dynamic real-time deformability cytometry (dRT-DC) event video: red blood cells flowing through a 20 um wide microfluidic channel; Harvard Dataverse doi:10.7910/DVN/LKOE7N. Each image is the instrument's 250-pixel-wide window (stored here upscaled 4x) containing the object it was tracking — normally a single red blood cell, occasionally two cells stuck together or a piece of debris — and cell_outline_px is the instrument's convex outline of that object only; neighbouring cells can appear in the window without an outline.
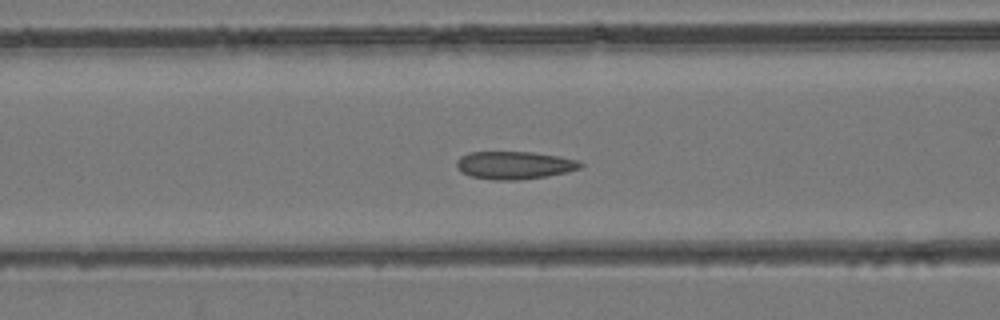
{"species": "common noctule bat (a hibernating species)", "species_latin": "Nyctalus noctula", "temperature_condition": "room temperature", "stored_images_in_passage": 46, "camera_frame_rate_fps": 3000, "um_per_image_px": 0.085, "animal": {"sex": "female", "body_mass_g": 24.6, "forearm_length_mm": 56.2}, "frame": {"image": 1, "passage_image": 19, "time_ms": 6.0, "image_size_px": [1000, 320], "cell_outline_px": [[584, 164], [580, 168], [568, 172], [548, 176], [516, 180], [492, 180], [472, 176], [456, 168], [456, 160], [460, 156], [468, 152], [532, 152], [560, 156], [580, 160]], "centroid_in_image_um": [43.75, 14.03], "position_along_channel_um": 122.8, "area_um2": 20.23}}
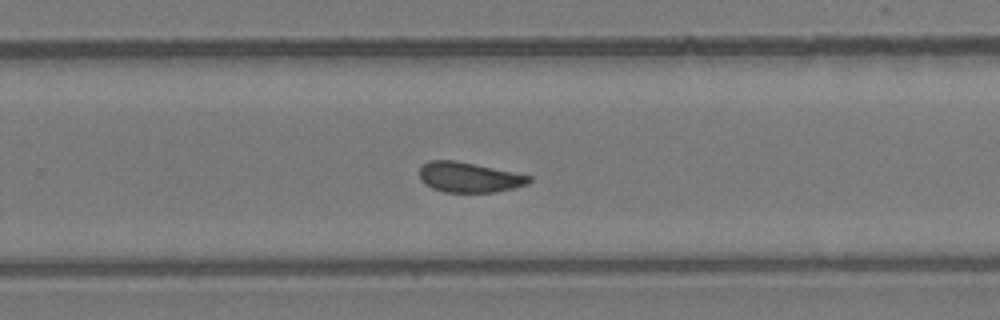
{"frame": {"image": 2, "passage_image": 30, "time_ms": 9.667, "image_size_px": [1000, 320], "cell_outline_px": [[532, 180], [528, 184], [496, 192], [444, 192], [432, 188], [424, 184], [420, 180], [420, 168], [428, 160], [456, 160], [532, 176]], "centroid_in_image_um": [39.86, 15.07], "position_along_channel_um": 289.9, "area_um2": 19.25}}
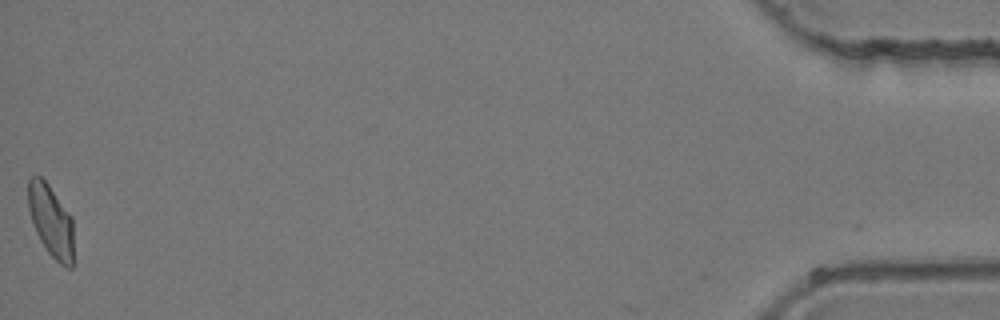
{"frame": {"image": 3, "passage_image": 46, "time_ms": 15.0, "image_size_px": [1000, 320], "cell_outline_px": [[72, 268], [64, 268], [48, 252], [40, 240], [36, 232], [28, 208], [28, 176], [40, 176], [48, 184], [72, 216]], "centroid_in_image_um": [4.32, 18.76], "position_along_channel_um": 430.9, "area_um2": 18.96}}